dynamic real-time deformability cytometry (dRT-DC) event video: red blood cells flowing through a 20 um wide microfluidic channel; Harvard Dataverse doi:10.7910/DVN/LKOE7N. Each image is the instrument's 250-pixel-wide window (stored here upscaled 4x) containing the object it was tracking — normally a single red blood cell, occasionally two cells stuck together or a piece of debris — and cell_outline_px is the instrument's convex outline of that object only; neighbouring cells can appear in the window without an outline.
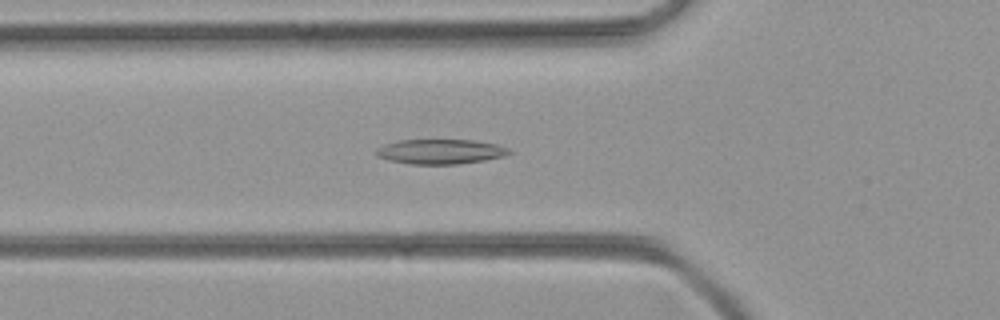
{"species": "common noctule bat (a hibernating species)", "species_latin": "Nyctalus noctula", "temperature_condition": "room temperature", "stored_images_in_passage": 50, "camera_frame_rate_fps": 3000, "um_per_image_px": 0.085, "animal": {"sex": "female", "body_mass_g": 21.9}, "frame": {"image": 1, "passage_image": 17, "time_ms": 5.333, "image_size_px": [1000, 320], "cell_outline_px": [[512, 152], [504, 156], [484, 160], [456, 164], [412, 164], [388, 160], [376, 156], [376, 148], [384, 144], [396, 140], [472, 140], [496, 144], [508, 148]], "centroid_in_image_um": [37.4, 12.88], "position_along_channel_um": 88.4, "area_um2": 19.19}}
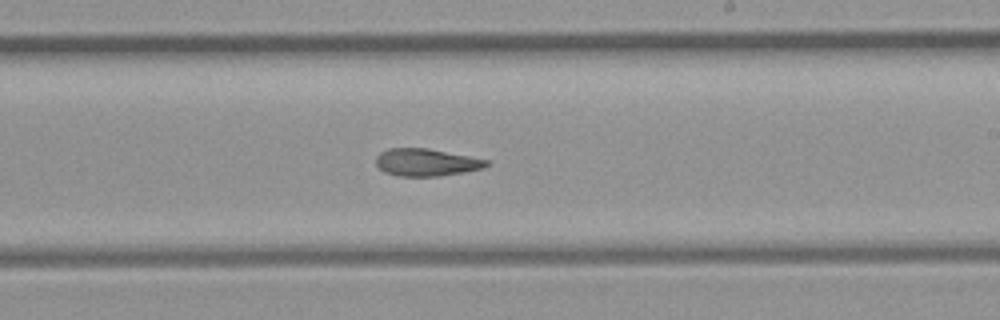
{"frame": {"image": 2, "passage_image": 29, "time_ms": 9.333, "image_size_px": [1000, 320], "cell_outline_px": [[492, 164], [484, 168], [464, 172], [440, 176], [396, 176], [384, 172], [376, 164], [376, 156], [380, 152], [388, 148], [428, 148], [492, 160]], "centroid_in_image_um": [36.29, 13.8], "position_along_channel_um": 252.7, "area_um2": 17.98}}
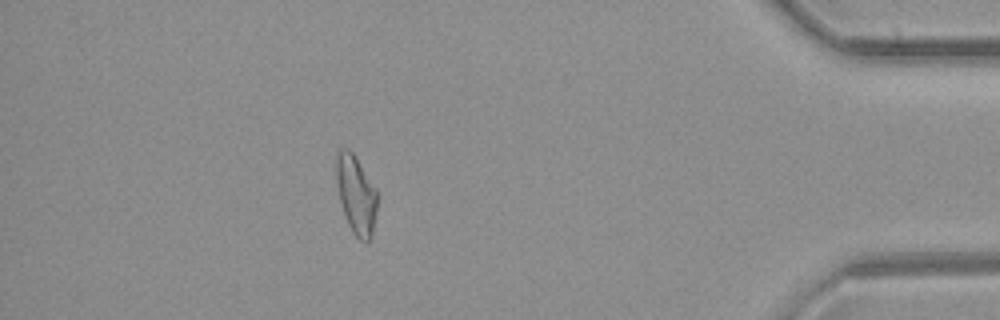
{"frame": {"image": 3, "passage_image": 44, "time_ms": 14.333, "image_size_px": [1000, 320], "cell_outline_px": [[380, 196], [372, 236], [368, 244], [360, 240], [352, 232], [348, 224], [340, 200], [336, 180], [336, 156], [340, 148], [348, 148], [352, 152], [376, 188]], "centroid_in_image_um": [30.31, 16.58], "position_along_channel_um": 404.9, "area_um2": 19.07}}